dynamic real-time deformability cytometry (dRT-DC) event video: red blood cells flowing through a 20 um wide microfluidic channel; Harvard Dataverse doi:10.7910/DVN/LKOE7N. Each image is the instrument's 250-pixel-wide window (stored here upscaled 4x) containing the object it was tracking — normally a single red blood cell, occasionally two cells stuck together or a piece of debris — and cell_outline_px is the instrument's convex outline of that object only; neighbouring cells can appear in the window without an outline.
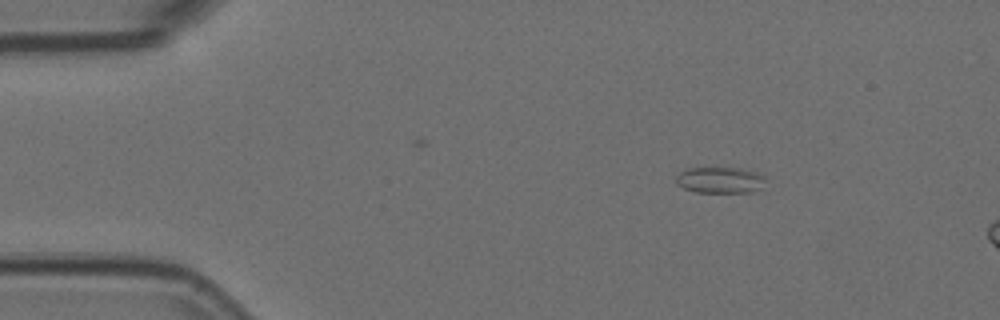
{"species": "Egyptian fruit bat (a non-hibernating species)", "species_latin": "Rousettus aegyptiacus", "temperature_condition": "room temperature", "stored_images_in_passage": 13, "camera_frame_rate_fps": 3000, "um_per_image_px": 0.085, "animal": {"sex": "female"}, "frame": {"image": 1, "passage_image": 8, "time_ms": 2.333, "image_size_px": [1000, 320], "cell_outline_px": [[764, 180], [760, 188], [752, 192], [696, 192], [684, 188], [676, 184], [676, 176], [680, 172], [688, 168], [740, 168], [756, 172], [764, 176]], "centroid_in_image_um": [61.17, 15.3], "position_along_channel_um": 23.8, "area_um2": 13.53}}